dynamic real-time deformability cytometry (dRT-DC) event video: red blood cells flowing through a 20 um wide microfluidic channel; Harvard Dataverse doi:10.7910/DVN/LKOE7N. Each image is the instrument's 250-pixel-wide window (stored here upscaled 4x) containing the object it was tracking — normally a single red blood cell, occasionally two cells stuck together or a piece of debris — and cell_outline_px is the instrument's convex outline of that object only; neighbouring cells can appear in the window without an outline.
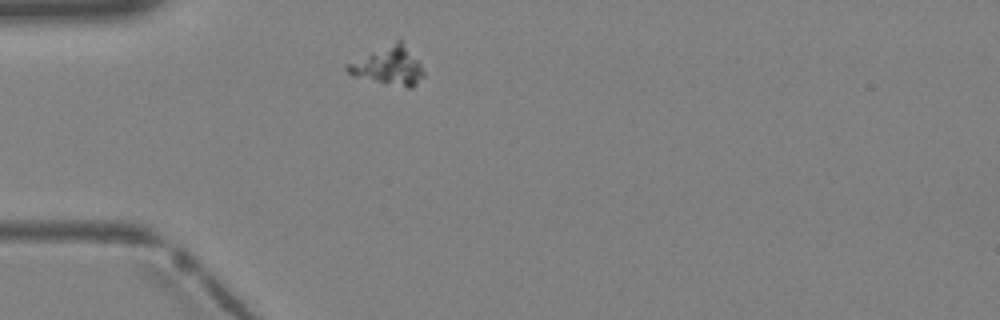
{"species": "Egyptian fruit bat (a non-hibernating species)", "species_latin": "Rousettus aegyptiacus", "temperature_condition": "warm", "stored_images_in_passage": 1, "camera_frame_rate_fps": 3000, "um_per_image_px": 0.085, "animal": {"sex": "female"}, "frame": {"image": 1, "passage_image": 1, "time_ms": 0.0, "image_size_px": [1000, 320], "cell_outline_px": [[424, 76], [412, 88], [408, 88], [384, 84], [352, 76], [344, 68], [344, 64], [400, 36], [420, 60], [424, 72]], "centroid_in_image_um": [33.03, 5.54], "position_along_channel_um": 52.0, "area_um2": 18.15}}